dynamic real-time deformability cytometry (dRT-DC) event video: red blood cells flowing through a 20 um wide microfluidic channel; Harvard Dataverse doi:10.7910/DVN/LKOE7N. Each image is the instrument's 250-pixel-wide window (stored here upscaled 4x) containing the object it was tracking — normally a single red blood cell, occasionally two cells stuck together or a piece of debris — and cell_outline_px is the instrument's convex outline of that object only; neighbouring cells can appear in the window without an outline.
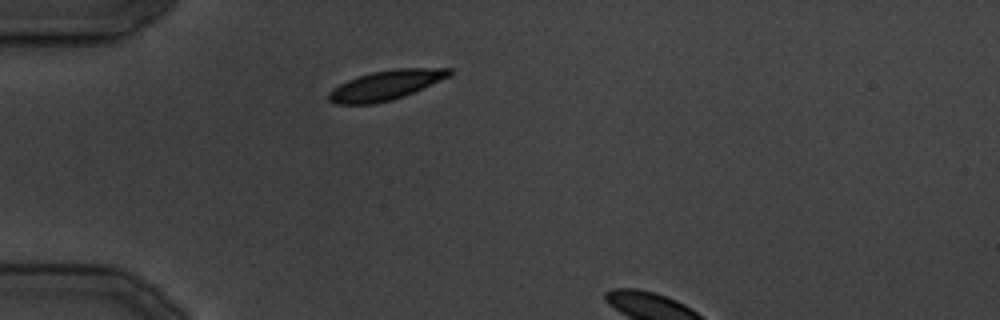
{"species": "common noctule bat (a hibernating species)", "species_latin": "Nyctalus noctula", "temperature_condition": "cold", "stored_images_in_passage": 22, "camera_frame_rate_fps": 3000, "um_per_image_px": 0.085, "animal": {"sex": "male", "body_mass_g": 19.5, "forearm_length_mm": 54.6}, "frame": {"image": 1, "passage_image": 1, "time_ms": 0.0, "image_size_px": [1000, 320], "cell_outline_px": [[452, 76], [404, 96], [392, 100], [376, 104], [336, 104], [328, 100], [328, 92], [332, 88], [348, 80], [372, 72], [396, 68], [452, 68]], "centroid_in_image_um": [32.82, 7.24], "position_along_channel_um": 52.2, "area_um2": 20.92}}
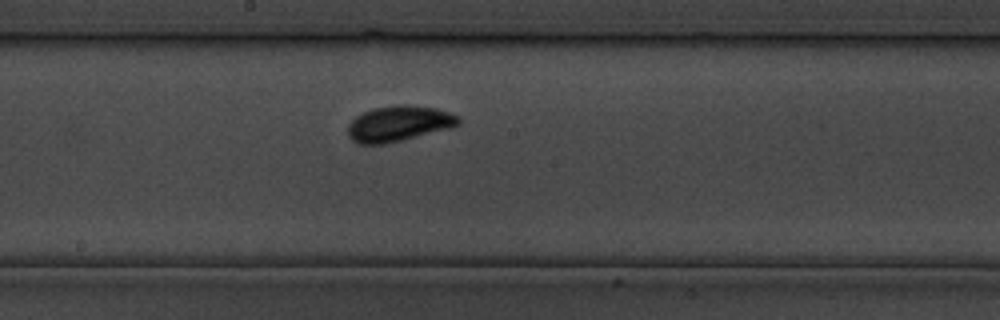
{"frame": {"image": 2, "passage_image": 10, "time_ms": 11.333, "image_size_px": [1000, 320], "cell_outline_px": [[460, 124], [452, 128], [404, 140], [384, 144], [360, 144], [352, 140], [348, 136], [348, 124], [356, 116], [364, 112], [376, 108], [436, 108], [448, 112], [456, 116], [460, 120]], "centroid_in_image_um": [33.88, 10.58], "position_along_channel_um": 214.3, "area_um2": 22.02}}
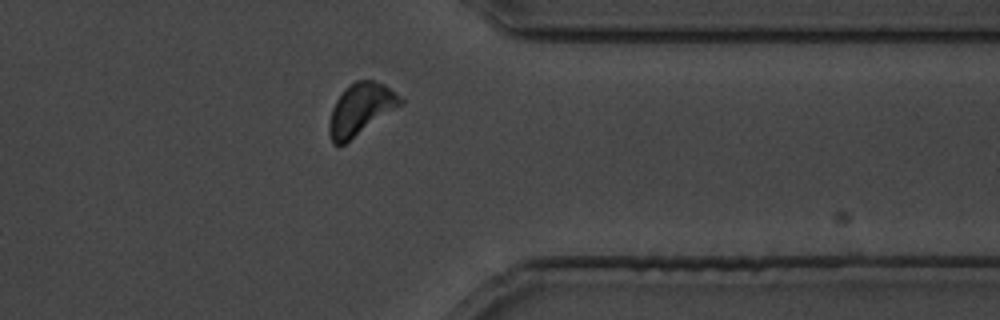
{"frame": {"image": 3, "passage_image": 19, "time_ms": 22.333, "image_size_px": [1000, 320], "cell_outline_px": [[404, 104], [344, 144], [332, 144], [328, 132], [328, 124], [332, 108], [336, 100], [344, 88], [348, 84], [356, 80], [372, 80], [384, 84], [404, 100]], "centroid_in_image_um": [30.65, 9.28], "position_along_channel_um": 380.8, "area_um2": 21.56}}